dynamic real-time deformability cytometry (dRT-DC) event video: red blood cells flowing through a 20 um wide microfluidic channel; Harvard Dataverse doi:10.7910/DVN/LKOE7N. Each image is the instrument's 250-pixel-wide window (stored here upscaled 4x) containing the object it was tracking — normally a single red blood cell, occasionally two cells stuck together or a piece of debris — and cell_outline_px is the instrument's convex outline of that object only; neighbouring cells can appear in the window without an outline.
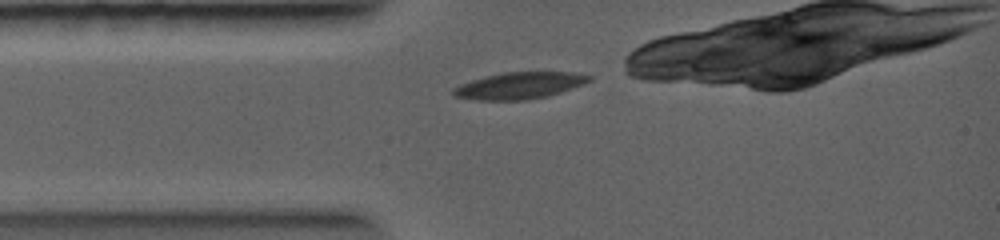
{"species": "common noctule bat (a hibernating species)", "species_latin": "Nyctalus noctula", "temperature_condition": "warm", "stored_images_in_passage": 28, "camera_frame_rate_fps": 5000, "um_per_image_px": 0.085, "animal": {"sex": "female", "body_mass_g": 19.0, "forearm_length_mm": 56.7}, "frame": {"image": 1, "passage_image": 1, "time_ms": 0.0, "image_size_px": [1000, 240], "cell_outline_px": [[592, 80], [584, 84], [548, 96], [528, 100], [476, 100], [452, 96], [452, 88], [460, 84], [472, 80], [504, 72], [568, 72], [592, 76]], "centroid_in_image_um": [44.13, 7.28], "position_along_channel_um": 40.9, "area_um2": 21.1}}
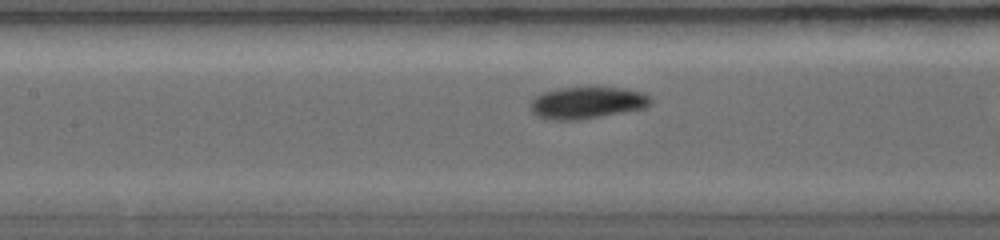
{"frame": {"image": 2, "passage_image": 10, "time_ms": 2.4, "image_size_px": [1000, 240], "cell_outline_px": [[652, 100], [644, 108], [600, 116], [576, 120], [548, 120], [536, 116], [532, 112], [532, 100], [536, 96], [544, 92], [560, 88], [620, 88], [640, 92], [648, 96]], "centroid_in_image_um": [49.85, 8.75], "position_along_channel_um": 157.6, "area_um2": 21.79}}
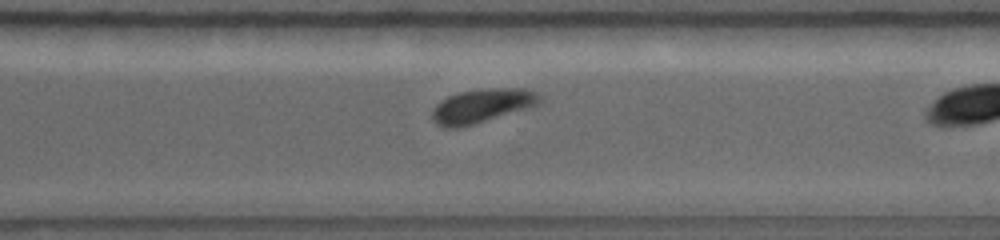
{"frame": {"image": 3, "passage_image": 24, "time_ms": 5.8, "image_size_px": [1000, 240], "cell_outline_px": [[540, 104], [460, 128], [444, 128], [436, 124], [432, 120], [432, 112], [436, 104], [440, 100], [448, 96], [460, 92], [492, 88], [524, 88], [540, 96]], "centroid_in_image_um": [40.91, 9.0], "position_along_channel_um": 329.7, "area_um2": 20.98}}